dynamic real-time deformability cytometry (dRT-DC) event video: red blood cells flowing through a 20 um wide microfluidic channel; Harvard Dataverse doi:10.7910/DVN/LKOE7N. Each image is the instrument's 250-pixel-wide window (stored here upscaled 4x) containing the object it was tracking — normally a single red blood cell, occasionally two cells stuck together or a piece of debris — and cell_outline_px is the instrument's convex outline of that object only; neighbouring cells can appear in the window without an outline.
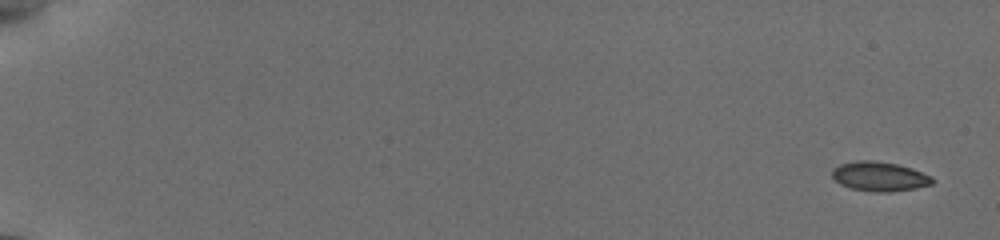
{"species": "common noctule bat (a hibernating species)", "species_latin": "Nyctalus noctula", "temperature_condition": "cold", "stored_images_in_passage": 55, "camera_frame_rate_fps": 3000, "um_per_image_px": 0.085, "animal": {"sex": "female", "body_mass_g": 19.5, "forearm_length_mm": 54.1}, "frame": {"image": 1, "passage_image": 1, "time_ms": 0.0, "image_size_px": [1000, 240], "cell_outline_px": [[932, 184], [916, 188], [888, 192], [876, 192], [852, 188], [840, 184], [832, 176], [832, 168], [840, 164], [856, 160], [876, 160], [896, 164], [912, 168], [932, 176]], "centroid_in_image_um": [74.74, 14.98], "position_along_channel_um": 10.3, "area_um2": 17.17}}
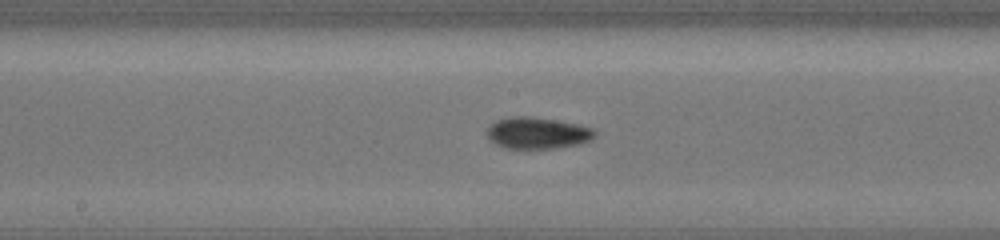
{"frame": {"image": 2, "passage_image": 31, "time_ms": 10.0, "image_size_px": [1000, 240], "cell_outline_px": [[596, 136], [592, 140], [580, 144], [556, 148], [504, 148], [488, 140], [484, 132], [496, 120], [516, 116], [532, 116], [576, 124], [592, 128], [596, 132]], "centroid_in_image_um": [45.66, 11.31], "position_along_channel_um": 202.5, "area_um2": 19.94}}
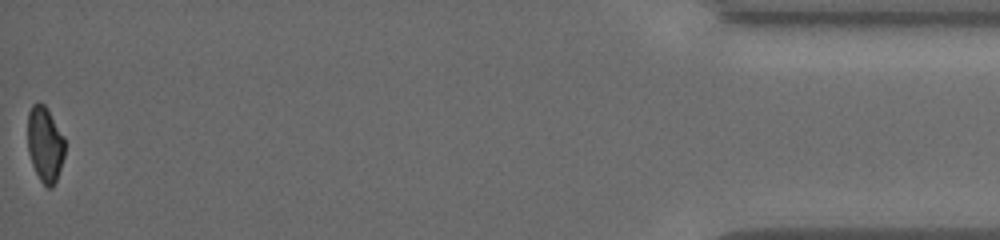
{"frame": {"image": 3, "passage_image": 55, "time_ms": 18.0, "image_size_px": [1000, 240], "cell_outline_px": [[64, 156], [56, 180], [52, 188], [48, 188], [40, 180], [32, 164], [28, 152], [28, 112], [32, 104], [36, 100], [44, 104], [64, 136]], "centroid_in_image_um": [3.81, 12.23], "position_along_channel_um": 431.4, "area_um2": 16.3}, "authors_computed_cell_mechanics": {"area_um2": 17.6868, "velocity_mm_per_s": 3.8361, "shape_relaxation_time_tau1_ms": 8.6584, "shape_relaxation_time_tau2_ms": 6.7926, "deformation_change_tau1": 0.147, "deformation_change_tau2": 0.082}}